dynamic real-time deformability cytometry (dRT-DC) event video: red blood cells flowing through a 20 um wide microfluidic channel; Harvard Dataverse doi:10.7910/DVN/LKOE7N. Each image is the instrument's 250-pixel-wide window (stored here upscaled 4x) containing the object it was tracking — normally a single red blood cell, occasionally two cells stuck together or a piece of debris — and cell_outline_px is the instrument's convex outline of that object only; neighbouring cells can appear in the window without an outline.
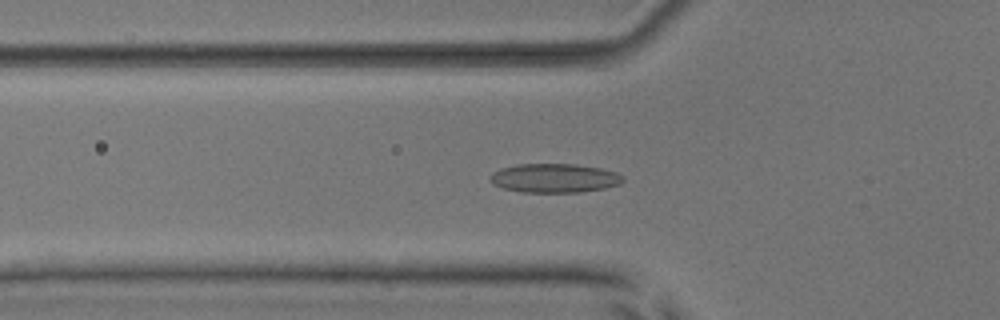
{"species": "common noctule bat (a hibernating species)", "species_latin": "Nyctalus noctula", "temperature_condition": "room temperature", "stored_images_in_passage": 55, "camera_frame_rate_fps": 3000, "um_per_image_px": 0.085, "animal": {"sex": "male", "body_mass_g": 17.9, "forearm_length_mm": 54.2}, "frame": {"image": 1, "passage_image": 20, "time_ms": 6.333, "image_size_px": [1000, 320], "cell_outline_px": [[624, 180], [620, 184], [604, 188], [580, 192], [524, 192], [504, 188], [492, 184], [488, 180], [488, 176], [492, 172], [500, 168], [516, 164], [576, 164], [600, 168], [616, 172], [624, 176]], "centroid_in_image_um": [47.09, 15.13], "position_along_channel_um": 78.7, "area_um2": 22.6}}
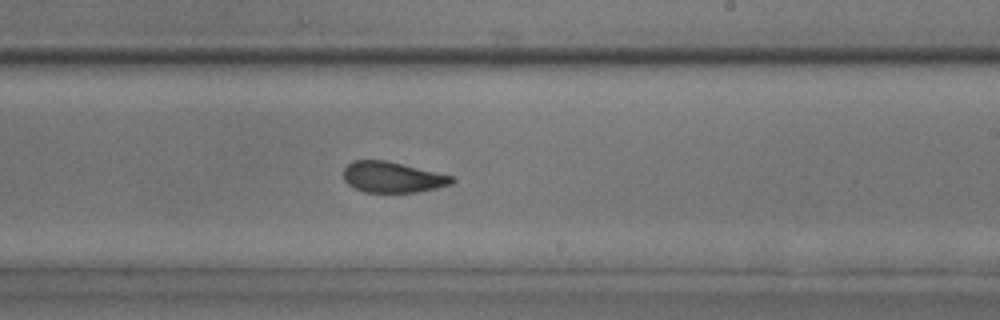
{"frame": {"image": 2, "passage_image": 34, "time_ms": 11.0, "image_size_px": [1000, 320], "cell_outline_px": [[456, 180], [452, 184], [420, 192], [364, 192], [348, 184], [344, 180], [344, 168], [352, 160], [384, 160], [436, 172], [452, 176]], "centroid_in_image_um": [33.36, 15.06], "position_along_channel_um": 255.6, "area_um2": 19.31}}
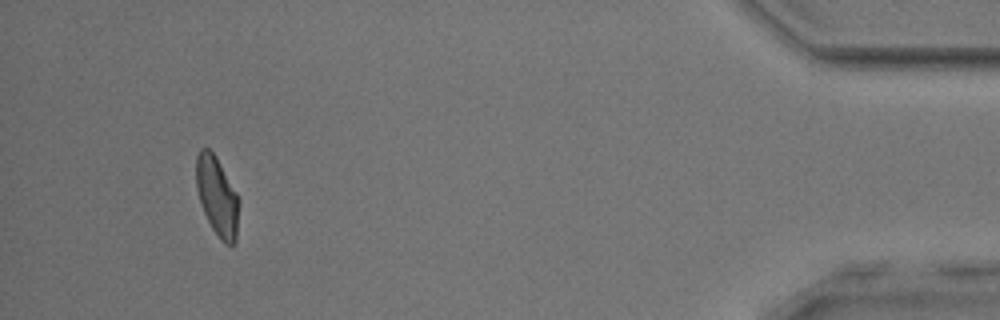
{"frame": {"image": 3, "passage_image": 52, "time_ms": 17.0, "image_size_px": [1000, 320], "cell_outline_px": [[240, 204], [236, 240], [232, 248], [224, 244], [220, 240], [212, 228], [204, 212], [196, 188], [196, 156], [200, 148], [208, 148], [216, 156], [236, 192], [240, 200]], "centroid_in_image_um": [18.48, 16.72], "position_along_channel_um": 416.7, "area_um2": 19.94}, "authors_computed_cell_mechanics": {"area_um2": 20.4034, "velocity_mm_per_s": 3.8034, "shape_relaxation_time_tau1_ms": 4.4745, "shape_relaxation_time_tau2_ms": 1.6984, "deformation_change_tau1": 0.1217, "deformation_change_tau2": 0.0876}}